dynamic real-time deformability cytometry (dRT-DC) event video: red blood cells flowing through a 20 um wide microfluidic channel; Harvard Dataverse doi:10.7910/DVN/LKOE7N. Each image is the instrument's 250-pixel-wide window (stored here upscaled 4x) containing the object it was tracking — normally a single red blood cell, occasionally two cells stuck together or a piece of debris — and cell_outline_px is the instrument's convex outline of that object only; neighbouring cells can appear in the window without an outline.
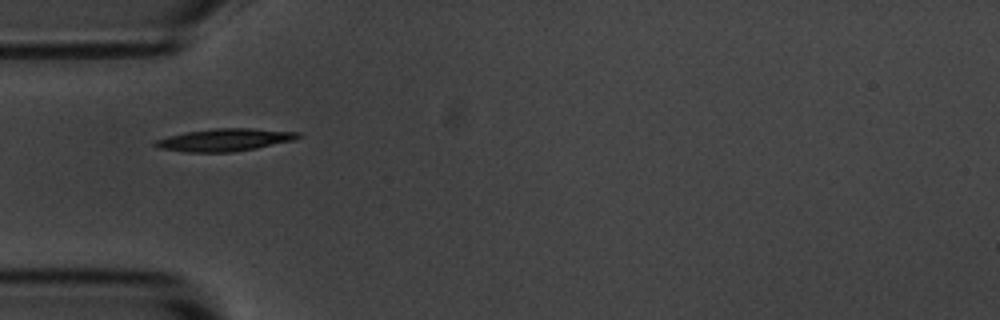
{"species": "common noctule bat (a hibernating species)", "species_latin": "Nyctalus noctula", "temperature_condition": "room temperature", "stored_images_in_passage": 2, "camera_frame_rate_fps": 3000, "um_per_image_px": 0.085, "animal": {"sex": "male", "body_mass_g": 20.1, "forearm_length_mm": 53.5}, "frame": {"image": 1, "passage_image": 2, "time_ms": 1.333, "image_size_px": [1000, 320], "cell_outline_px": [[300, 136], [292, 140], [256, 148], [232, 152], [184, 152], [156, 148], [152, 144], [156, 140], [168, 136], [184, 132], [216, 128], [252, 128], [300, 132]], "centroid_in_image_um": [19.03, 11.89], "position_along_channel_um": 66.0, "area_um2": 18.73}}